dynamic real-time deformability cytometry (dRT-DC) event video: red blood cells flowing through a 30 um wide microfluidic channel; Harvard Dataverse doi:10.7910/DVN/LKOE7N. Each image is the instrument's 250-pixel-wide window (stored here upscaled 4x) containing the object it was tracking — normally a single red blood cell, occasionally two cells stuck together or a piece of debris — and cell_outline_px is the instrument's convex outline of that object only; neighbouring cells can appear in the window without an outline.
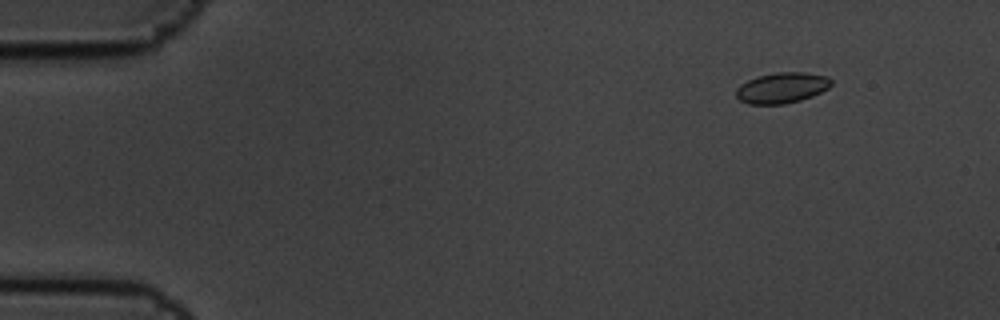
{"species": "common noctule bat (a hibernating species)", "species_latin": "Nyctalus noctula", "temperature_condition": "cold", "stored_images_in_passage": 9, "camera_frame_rate_fps": 3000, "um_per_image_px": 0.085, "animal": {"sex": "male", "body_mass_g": 19.5, "forearm_length_mm": 54.6}, "frame": {"image": 1, "passage_image": 1, "time_ms": 0.0, "image_size_px": [1000, 320], "cell_outline_px": [[832, 84], [828, 88], [812, 96], [800, 100], [784, 104], [748, 104], [740, 100], [736, 96], [736, 88], [740, 84], [756, 76], [776, 72], [804, 72], [828, 76], [832, 80]], "centroid_in_image_um": [66.45, 7.45], "position_along_channel_um": 18.5, "area_um2": 17.11}}
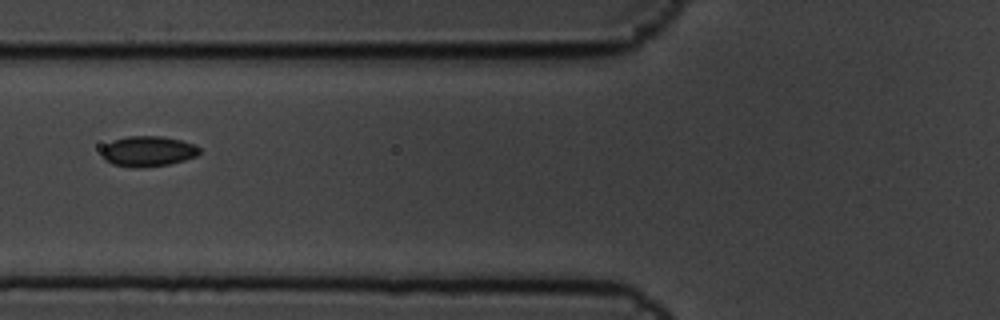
{"frame": {"image": 2, "passage_image": 6, "time_ms": 1.667, "image_size_px": [1000, 320], "cell_outline_px": [[200, 152], [196, 156], [184, 160], [168, 164], [140, 168], [132, 168], [112, 164], [104, 160], [100, 152], [112, 140], [128, 136], [164, 136], [180, 140], [192, 144], [200, 148]], "centroid_in_image_um": [12.55, 12.86], "position_along_channel_um": 113.3, "area_um2": 17.34}}
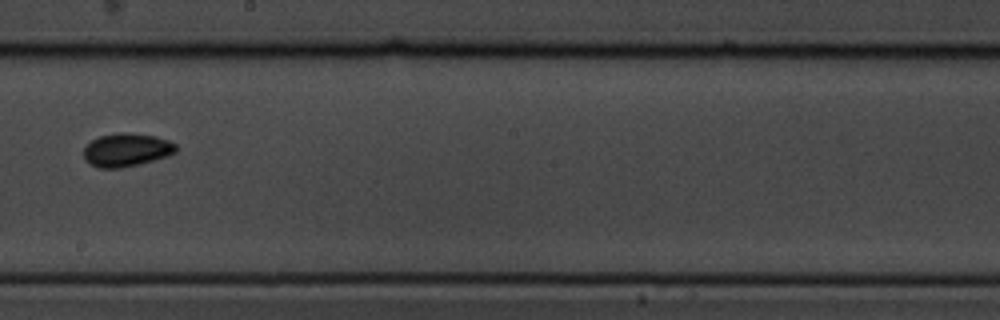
{"frame": {"image": 3, "passage_image": 9, "time_ms": 2.667, "image_size_px": [1000, 320], "cell_outline_px": [[176, 152], [168, 156], [120, 168], [100, 168], [92, 164], [84, 156], [84, 148], [92, 140], [100, 136], [120, 132], [128, 132], [156, 136], [168, 140], [176, 144]], "centroid_in_image_um": [10.78, 12.72], "position_along_channel_um": 237.4, "area_um2": 17.63}}